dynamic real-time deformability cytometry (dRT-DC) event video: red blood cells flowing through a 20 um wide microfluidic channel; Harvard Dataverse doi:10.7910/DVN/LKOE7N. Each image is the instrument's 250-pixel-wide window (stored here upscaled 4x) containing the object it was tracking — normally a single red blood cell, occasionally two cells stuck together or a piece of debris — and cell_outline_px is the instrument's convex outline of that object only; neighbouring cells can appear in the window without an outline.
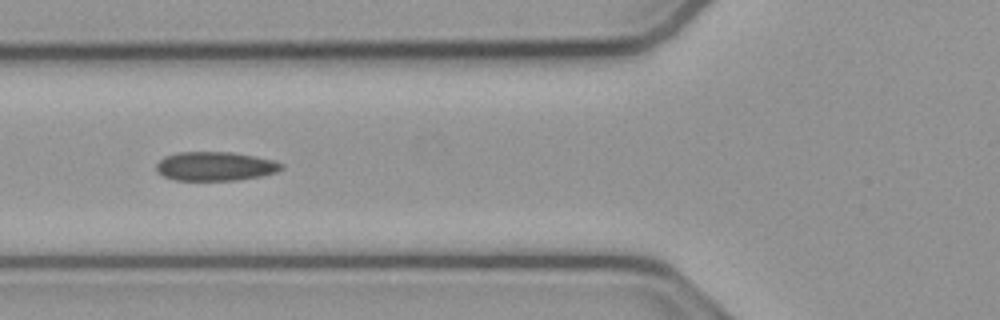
{"species": "common noctule bat (a hibernating species)", "species_latin": "Nyctalus noctula", "temperature_condition": "cold", "stored_images_in_passage": 49, "camera_frame_rate_fps": 3000, "um_per_image_px": 0.085, "animal": {"sex": "male", "body_mass_g": 23.1, "forearm_length_mm": 52.7}, "frame": {"image": 1, "passage_image": 19, "time_ms": 6.0, "image_size_px": [1000, 320], "cell_outline_px": [[284, 168], [276, 172], [264, 176], [236, 180], [176, 180], [164, 176], [156, 172], [156, 164], [164, 156], [180, 152], [232, 152], [276, 160], [284, 164]], "centroid_in_image_um": [18.33, 14.13], "position_along_channel_um": 107.5, "area_um2": 21.33}}
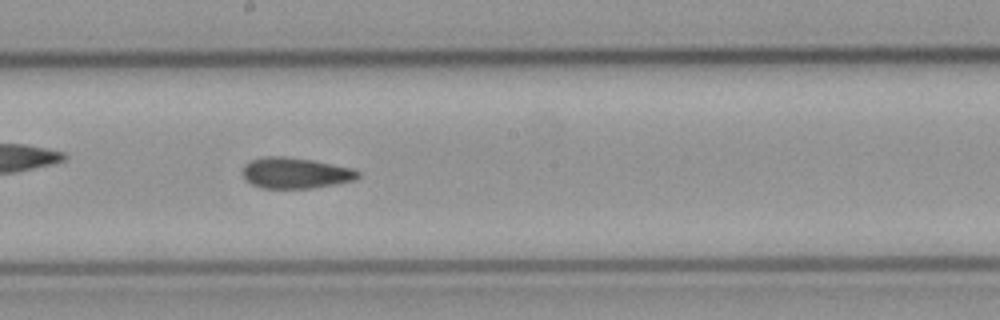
{"frame": {"image": 2, "passage_image": 28, "time_ms": 9.0, "image_size_px": [1000, 320], "cell_outline_px": [[360, 176], [356, 180], [336, 184], [312, 188], [260, 188], [244, 180], [240, 172], [244, 164], [252, 160], [264, 156], [284, 156], [312, 160], [356, 168], [360, 172]], "centroid_in_image_um": [25.11, 14.7], "position_along_channel_um": 223.1, "area_um2": 21.21}}
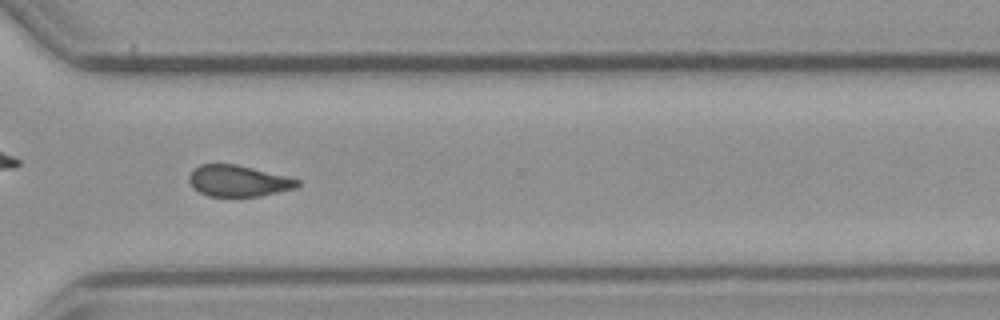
{"frame": {"image": 3, "passage_image": 38, "time_ms": 12.333, "image_size_px": [1000, 320], "cell_outline_px": [[300, 184], [296, 188], [260, 196], [208, 196], [200, 192], [188, 180], [188, 176], [192, 168], [200, 164], [236, 164], [288, 176], [300, 180]], "centroid_in_image_um": [20.26, 15.36], "position_along_channel_um": 350.3, "area_um2": 19.77}}